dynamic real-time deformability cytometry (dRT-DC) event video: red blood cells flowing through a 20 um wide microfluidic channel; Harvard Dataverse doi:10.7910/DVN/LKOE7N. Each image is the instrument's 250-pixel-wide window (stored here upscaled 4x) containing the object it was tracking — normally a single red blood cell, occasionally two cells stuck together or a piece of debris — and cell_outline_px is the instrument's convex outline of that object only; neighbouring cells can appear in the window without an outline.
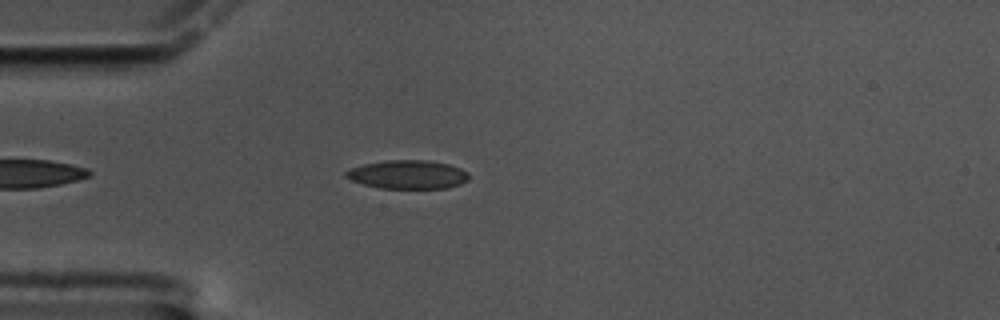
{"species": "common noctule bat (a hibernating species)", "species_latin": "Nyctalus noctula", "temperature_condition": "cold", "stored_images_in_passage": 49, "camera_frame_rate_fps": 3000, "um_per_image_px": 0.085, "animal": {"sex": "male", "body_mass_g": 17.5, "forearm_length_mm": 52.3}, "frame": {"image": 1, "passage_image": 5, "time_ms": 1.333, "image_size_px": [1000, 320], "cell_outline_px": [[468, 180], [460, 184], [448, 188], [380, 188], [364, 184], [352, 180], [344, 176], [344, 172], [352, 168], [364, 164], [388, 160], [428, 160], [448, 164], [460, 168], [468, 172]], "centroid_in_image_um": [34.68, 14.83], "position_along_channel_um": 50.3, "area_um2": 20.4}}
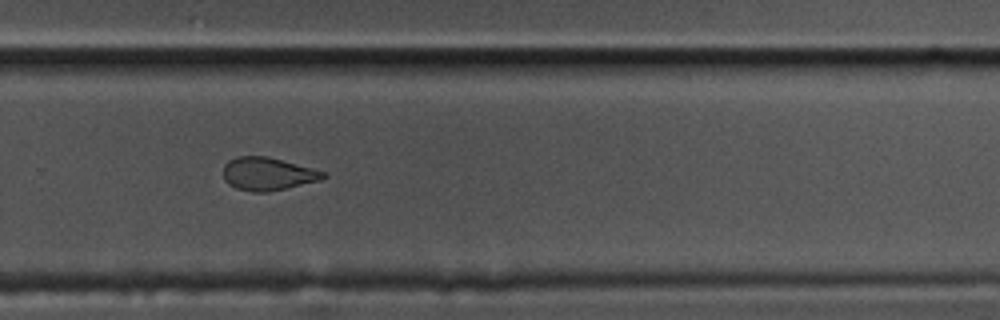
{"frame": {"image": 2, "passage_image": 29, "time_ms": 9.333, "image_size_px": [1000, 320], "cell_outline_px": [[328, 176], [320, 180], [268, 192], [252, 192], [236, 188], [228, 184], [224, 180], [224, 164], [228, 160], [236, 156], [268, 156], [312, 168], [324, 172]], "centroid_in_image_um": [22.73, 14.77], "position_along_channel_um": 307.1, "area_um2": 19.19}}
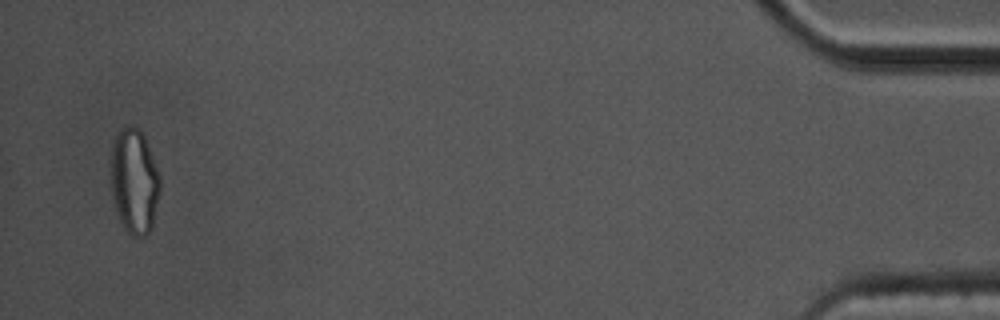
{"frame": {"image": 3, "passage_image": 47, "time_ms": 15.333, "image_size_px": [1000, 320], "cell_outline_px": [[160, 192], [152, 228], [144, 236], [132, 236], [124, 228], [120, 220], [116, 208], [112, 192], [112, 144], [116, 132], [128, 124], [140, 128], [144, 136], [160, 176]], "centroid_in_image_um": [11.43, 15.38], "position_along_channel_um": 423.8, "area_um2": 30.0}, "authors_computed_cell_mechanics": {"area_um2": 20.4034, "velocity_mm_per_s": 3.3368, "shape_relaxation_time_tau1_ms": 8.8022, "shape_relaxation_time_tau2_ms": 2.9561, "deformation_change_tau1": 0.1612, "deformation_change_tau2": 0.0908}}